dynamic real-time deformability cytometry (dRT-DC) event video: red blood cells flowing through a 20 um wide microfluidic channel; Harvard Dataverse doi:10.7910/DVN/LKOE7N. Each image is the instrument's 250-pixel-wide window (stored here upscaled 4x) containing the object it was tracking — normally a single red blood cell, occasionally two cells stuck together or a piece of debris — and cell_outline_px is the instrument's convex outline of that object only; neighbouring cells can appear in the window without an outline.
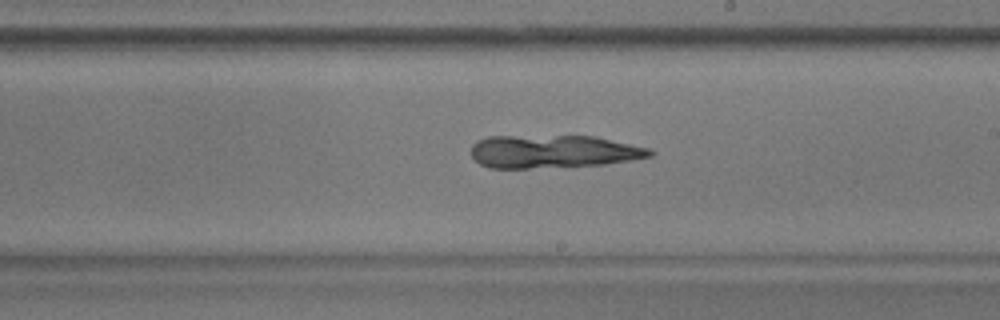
{"species": "common noctule bat (a hibernating species)", "species_latin": "Nyctalus noctula", "temperature_condition": "warm", "stored_images_in_passage": 34, "camera_frame_rate_fps": 3000, "um_per_image_px": 0.085, "animal": {"sex": "male", "body_mass_g": 17.9}, "frame": {"image": 1, "passage_image": 20, "time_ms": 6.333, "image_size_px": [1000, 320], "cell_outline_px": [[656, 152], [652, 156], [632, 160], [604, 164], [528, 168], [488, 168], [480, 164], [472, 156], [472, 144], [476, 140], [488, 136], [596, 136], [652, 148]], "centroid_in_image_um": [47.06, 12.87], "position_along_channel_um": 241.9, "area_um2": 34.62}}
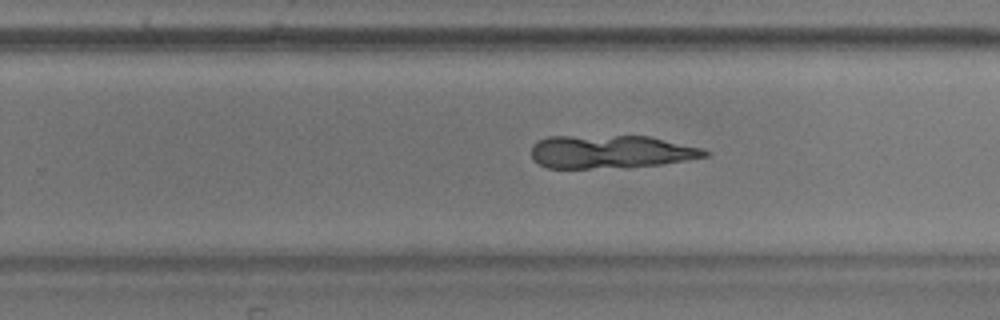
{"frame": {"image": 2, "passage_image": 23, "time_ms": 7.333, "image_size_px": [1000, 320], "cell_outline_px": [[712, 152], [708, 156], [688, 160], [660, 164], [628, 168], [548, 168], [532, 160], [532, 144], [536, 140], [548, 136], [648, 136], [700, 148]], "centroid_in_image_um": [51.88, 12.91], "position_along_channel_um": 277.9, "area_um2": 33.81}}
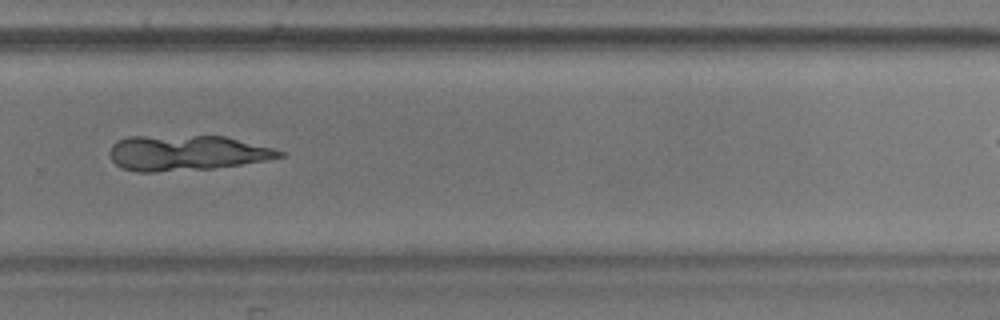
{"frame": {"image": 3, "passage_image": 26, "time_ms": 8.333, "image_size_px": [1000, 320], "cell_outline_px": [[284, 156], [268, 160], [212, 168], [156, 172], [136, 172], [124, 168], [116, 164], [112, 160], [108, 152], [112, 144], [128, 136], [224, 136], [272, 148], [284, 152]], "centroid_in_image_um": [15.82, 13.0], "position_along_channel_um": 314.0, "area_um2": 34.74}}